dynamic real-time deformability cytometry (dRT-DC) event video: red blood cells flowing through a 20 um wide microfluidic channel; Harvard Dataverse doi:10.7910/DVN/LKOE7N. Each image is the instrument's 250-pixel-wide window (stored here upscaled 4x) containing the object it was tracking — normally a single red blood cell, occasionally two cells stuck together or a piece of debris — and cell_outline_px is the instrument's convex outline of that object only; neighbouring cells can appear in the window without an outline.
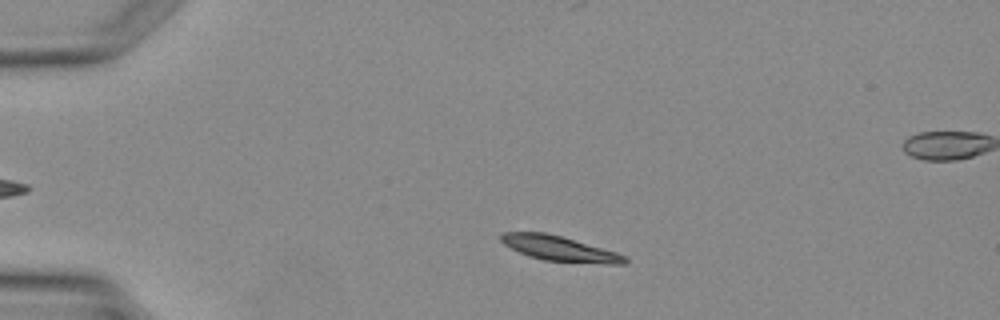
{"species": "Egyptian fruit bat (a non-hibernating species)", "species_latin": "Rousettus aegyptiacus", "temperature_condition": "warm", "stored_images_in_passage": 3, "camera_frame_rate_fps": 3000, "um_per_image_px": 0.085, "animal": {"sex": "female"}, "frame": {"image": 1, "passage_image": 1, "time_ms": 0.0, "image_size_px": [1000, 320], "cell_outline_px": [[628, 260], [624, 264], [608, 264], [544, 260], [528, 256], [504, 244], [500, 240], [500, 232], [544, 232], [560, 236], [616, 252], [628, 256]], "centroid_in_image_um": [47.56, 21.13], "position_along_channel_um": 37.4, "area_um2": 17.86}}
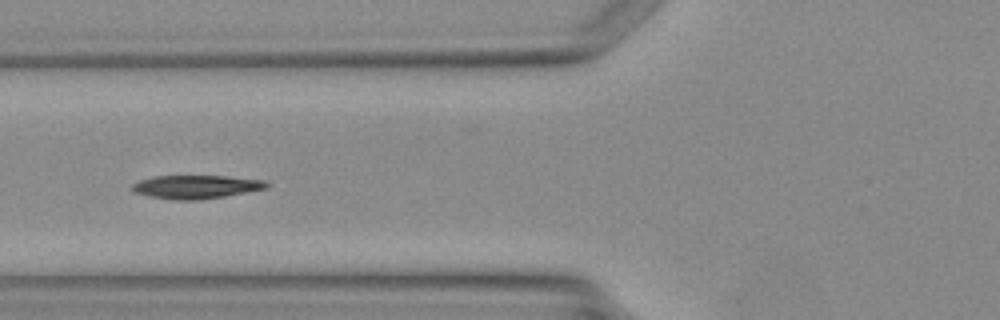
{"frame": {"image": 2, "passage_image": 3, "time_ms": 2.333, "image_size_px": [1000, 320], "cell_outline_px": [[272, 184], [268, 188], [224, 196], [200, 200], [172, 200], [148, 196], [132, 192], [132, 184], [140, 180], [152, 176], [228, 176], [264, 180]], "centroid_in_image_um": [16.67, 15.88], "position_along_channel_um": 109.1, "area_um2": 18.55}}